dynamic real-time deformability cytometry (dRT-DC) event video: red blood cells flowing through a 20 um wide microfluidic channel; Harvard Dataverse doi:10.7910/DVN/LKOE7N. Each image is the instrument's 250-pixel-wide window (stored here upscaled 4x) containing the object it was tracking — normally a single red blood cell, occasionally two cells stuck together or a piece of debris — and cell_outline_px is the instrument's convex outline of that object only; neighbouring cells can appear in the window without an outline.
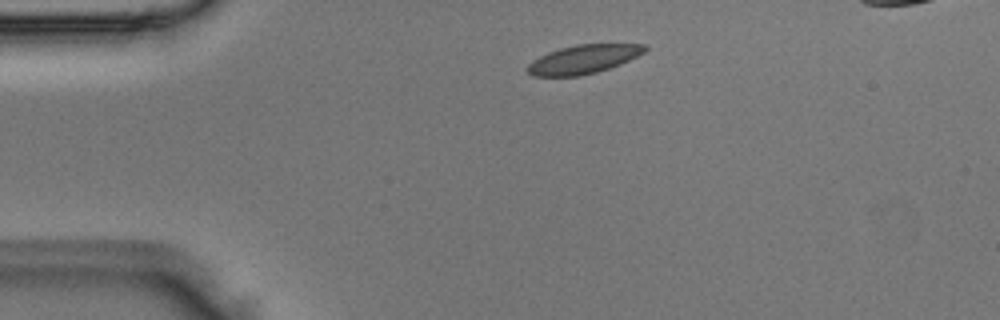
{"species": "Egyptian fruit bat (a non-hibernating species)", "species_latin": "Rousettus aegyptiacus", "temperature_condition": "room temperature", "stored_images_in_passage": 3, "camera_frame_rate_fps": 3000, "um_per_image_px": 0.085, "animal": {"sex": "male"}, "frame": {"image": 1, "passage_image": 2, "time_ms": 0.333, "image_size_px": [1000, 320], "cell_outline_px": [[648, 48], [644, 52], [620, 64], [596, 72], [576, 76], [532, 76], [524, 68], [532, 60], [548, 52], [560, 48], [576, 44], [648, 44]], "centroid_in_image_um": [49.55, 5.03], "position_along_channel_um": 35.4, "area_um2": 19.59}}